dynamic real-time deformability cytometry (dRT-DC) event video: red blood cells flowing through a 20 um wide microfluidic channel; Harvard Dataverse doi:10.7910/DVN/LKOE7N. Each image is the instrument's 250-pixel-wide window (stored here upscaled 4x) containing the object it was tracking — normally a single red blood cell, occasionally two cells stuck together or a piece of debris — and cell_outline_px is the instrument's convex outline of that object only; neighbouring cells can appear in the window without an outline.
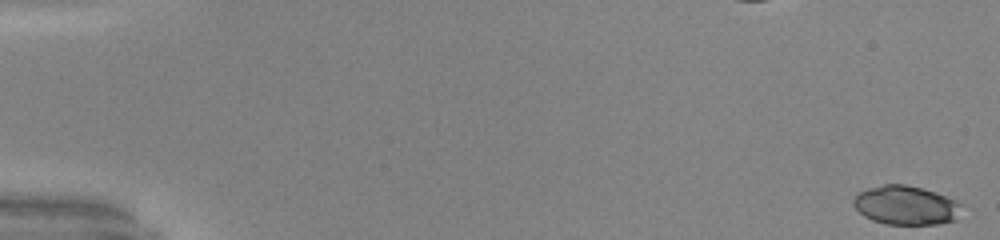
{"species": "common noctule bat (a hibernating species)", "species_latin": "Nyctalus noctula", "temperature_condition": "warm", "stored_images_in_passage": 52, "camera_frame_rate_fps": 3000, "um_per_image_px": 0.085, "animal": {"sex": "male", "body_mass_g": 20.0, "forearm_length_mm": 53.3}, "frame": {"image": 1, "passage_image": 1, "time_ms": 0.0, "image_size_px": [1000, 240], "cell_outline_px": [[964, 204], [956, 220], [936, 224], [884, 224], [872, 220], [864, 216], [852, 204], [852, 200], [860, 192], [868, 188], [884, 184], [904, 184], [924, 188], [956, 200]], "centroid_in_image_um": [77.02, 17.45], "position_along_channel_um": 8.0, "area_um2": 24.74}}
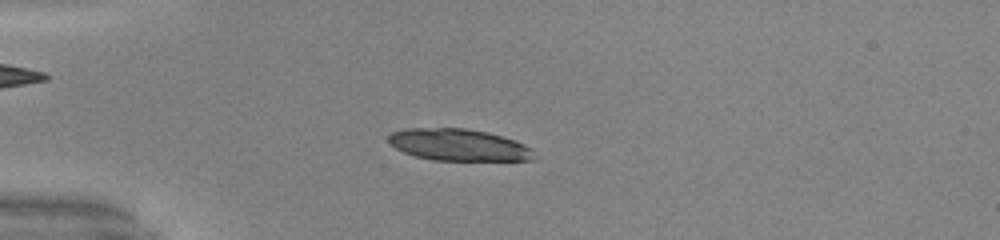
{"frame": {"image": 2, "passage_image": 15, "time_ms": 4.667, "image_size_px": [1000, 240], "cell_outline_px": [[532, 160], [432, 160], [416, 156], [404, 152], [396, 148], [388, 140], [388, 136], [392, 132], [404, 128], [464, 128], [488, 132], [524, 144], [532, 148]], "centroid_in_image_um": [38.94, 12.31], "position_along_channel_um": 46.1, "area_um2": 26.7}}